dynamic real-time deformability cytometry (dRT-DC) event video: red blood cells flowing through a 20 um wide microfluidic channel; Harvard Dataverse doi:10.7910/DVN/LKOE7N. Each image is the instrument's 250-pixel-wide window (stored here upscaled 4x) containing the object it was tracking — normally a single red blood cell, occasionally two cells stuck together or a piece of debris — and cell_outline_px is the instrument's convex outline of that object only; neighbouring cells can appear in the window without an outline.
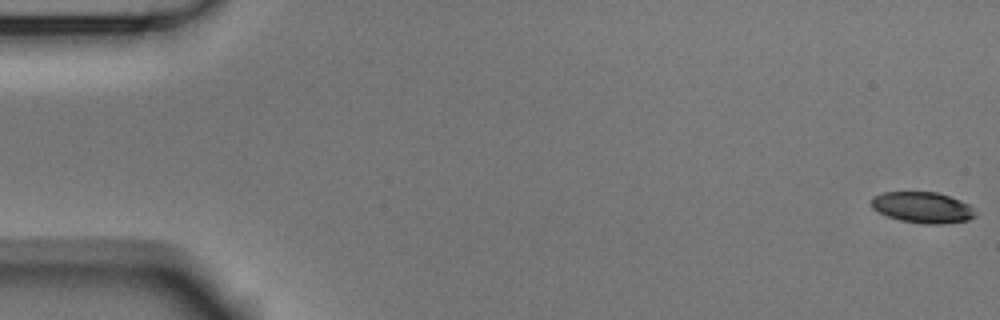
{"species": "Egyptian fruit bat (a non-hibernating species)", "species_latin": "Rousettus aegyptiacus", "temperature_condition": "room temperature", "stored_images_in_passage": 54, "camera_frame_rate_fps": 3000, "um_per_image_px": 0.085, "animal": {"sex": "male"}, "frame": {"image": 1, "passage_image": 1, "time_ms": 0.0, "image_size_px": [1000, 320], "cell_outline_px": [[976, 216], [968, 220], [940, 224], [924, 224], [900, 220], [888, 216], [872, 208], [872, 196], [884, 192], [936, 192], [960, 200], [968, 204], [972, 208]], "centroid_in_image_um": [78.41, 17.63], "position_along_channel_um": 6.6, "area_um2": 18.61}}
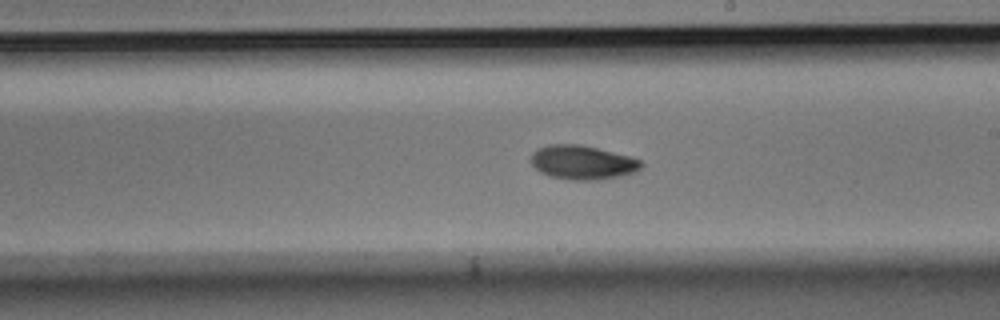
{"frame": {"image": 2, "passage_image": 31, "time_ms": 10.0, "image_size_px": [1000, 320], "cell_outline_px": [[644, 164], [636, 172], [620, 176], [596, 180], [572, 180], [552, 176], [540, 172], [528, 160], [532, 152], [548, 144], [580, 144], [628, 156], [640, 160]], "centroid_in_image_um": [49.49, 13.8], "position_along_channel_um": 239.5, "area_um2": 21.79}}
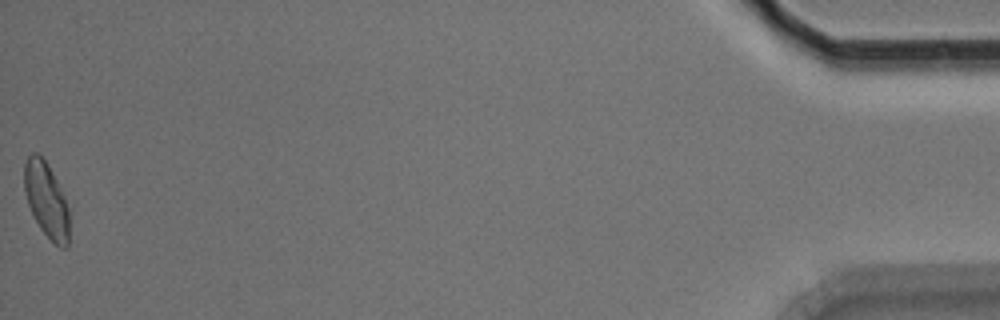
{"frame": {"image": 3, "passage_image": 54, "time_ms": 17.667, "image_size_px": [1000, 320], "cell_outline_px": [[68, 248], [60, 248], [40, 228], [28, 204], [24, 192], [24, 164], [28, 156], [32, 152], [36, 152], [48, 164], [64, 196], [68, 208]], "centroid_in_image_um": [3.93, 16.98], "position_along_channel_um": 431.3, "area_um2": 19.36}, "authors_computed_cell_mechanics": {"area_um2": 20.519, "velocity_mm_per_s": 3.7771, "shape_relaxation_time_tau1_ms": 4.2129, "shape_relaxation_time_tau2_ms": 3.3847, "deformation_change_tau1": 0.1301, "deformation_change_tau2": 0.0788}}